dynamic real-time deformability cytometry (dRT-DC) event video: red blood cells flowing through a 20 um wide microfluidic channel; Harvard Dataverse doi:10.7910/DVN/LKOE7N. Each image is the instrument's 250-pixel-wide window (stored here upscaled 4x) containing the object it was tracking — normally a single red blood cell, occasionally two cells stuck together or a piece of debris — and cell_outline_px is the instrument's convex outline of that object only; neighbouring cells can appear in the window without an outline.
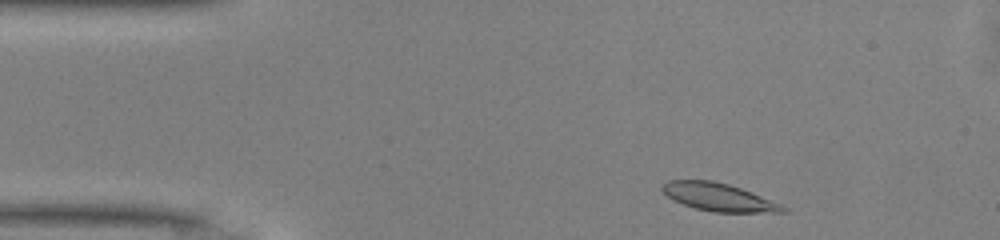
{"species": "common noctule bat (a hibernating species)", "species_latin": "Nyctalus noctula", "temperature_condition": "warm", "stored_images_in_passage": 45, "segment_of_instrument_passage": [1, 2], "camera_frame_rate_fps": 3000, "um_per_image_px": 0.085, "animal": {"sex": "male", "body_mass_g": 13.0, "forearm_length_mm": 53.1}, "frame": {"image": 1, "passage_image": 2, "time_ms": 0.333, "image_size_px": [1000, 240], "cell_outline_px": [[788, 212], [712, 212], [696, 208], [684, 204], [668, 196], [660, 188], [668, 180], [712, 180], [728, 184], [740, 188], [780, 204], [788, 208]], "centroid_in_image_um": [61.09, 16.75], "position_along_channel_um": 23.9, "area_um2": 19.19}}
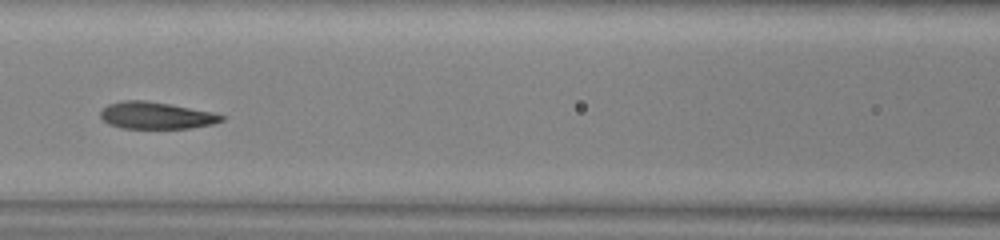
{"frame": {"image": 2, "passage_image": 16, "time_ms": 5.0, "image_size_px": [1000, 240], "cell_outline_px": [[224, 120], [212, 124], [192, 128], [124, 128], [108, 124], [100, 116], [100, 112], [108, 104], [124, 100], [144, 100], [168, 104], [212, 112], [224, 116]], "centroid_in_image_um": [13.26, 9.82], "position_along_channel_um": 153.3, "area_um2": 18.79}}
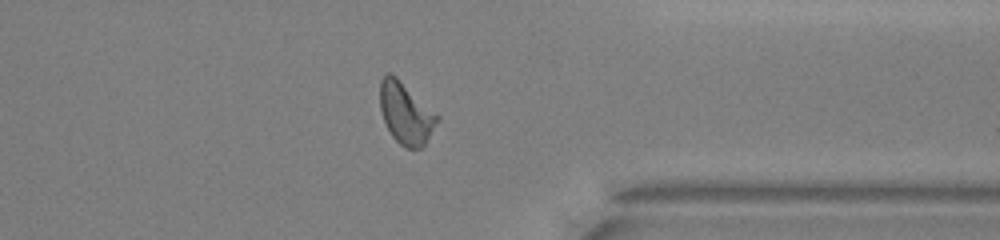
{"frame": {"image": 3, "passage_image": 33, "time_ms": 10.667, "image_size_px": [1000, 240], "cell_outline_px": [[440, 116], [424, 144], [420, 148], [404, 148], [392, 136], [384, 120], [380, 108], [380, 80], [388, 72], [396, 76]], "centroid_in_image_um": [34.47, 9.61], "position_along_channel_um": 376.9, "area_um2": 20.17}}